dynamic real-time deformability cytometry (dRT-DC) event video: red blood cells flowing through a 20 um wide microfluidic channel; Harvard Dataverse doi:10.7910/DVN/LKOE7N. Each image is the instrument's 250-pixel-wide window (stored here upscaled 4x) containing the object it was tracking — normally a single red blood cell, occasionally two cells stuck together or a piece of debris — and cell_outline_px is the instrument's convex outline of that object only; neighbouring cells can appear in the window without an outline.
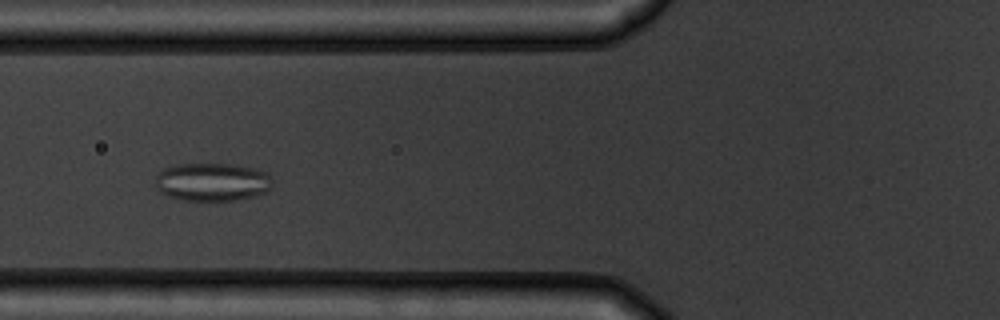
{"species": "common noctule bat (a hibernating species)", "species_latin": "Nyctalus noctula", "temperature_condition": "warm", "stored_images_in_passage": 8, "camera_frame_rate_fps": 3000, "um_per_image_px": 0.085, "animal": {"sex": "male", "body_mass_g": 19.5, "forearm_length_mm": 54.6}, "frame": {"image": 1, "passage_image": 5, "time_ms": 4.667, "image_size_px": [1000, 320], "cell_outline_px": [[272, 188], [264, 192], [252, 196], [236, 200], [184, 200], [168, 196], [160, 192], [156, 188], [156, 176], [164, 168], [180, 164], [232, 164], [252, 168], [268, 172], [272, 180]], "centroid_in_image_um": [18.04, 15.46], "position_along_channel_um": 107.8, "area_um2": 25.95}}
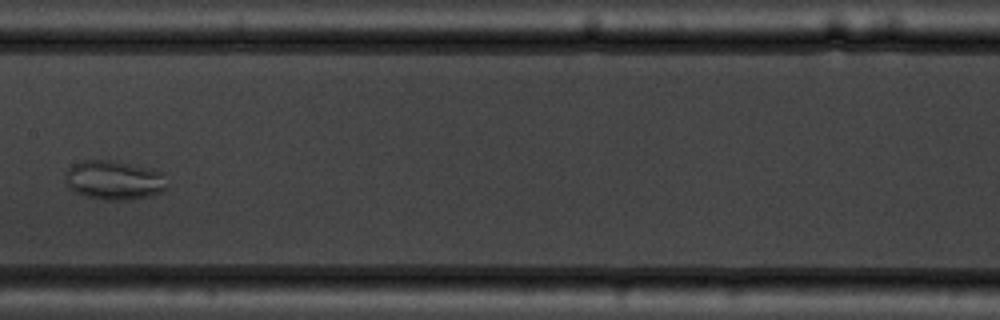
{"frame": {"image": 2, "passage_image": 7, "time_ms": 7.0, "image_size_px": [1000, 320], "cell_outline_px": [[164, 188], [160, 192], [152, 196], [132, 200], [104, 200], [84, 196], [68, 188], [64, 184], [64, 172], [72, 164], [84, 160], [108, 160], [152, 168], [160, 172]], "centroid_in_image_um": [9.58, 15.32], "position_along_channel_um": 197.8, "area_um2": 23.29}}
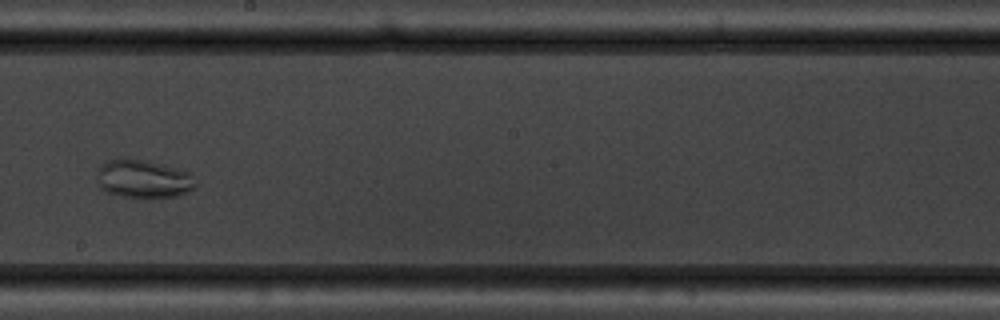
{"frame": {"image": 3, "passage_image": 8, "time_ms": 8.0, "image_size_px": [1000, 320], "cell_outline_px": [[196, 184], [188, 192], [176, 196], [152, 200], [120, 196], [104, 192], [100, 188], [100, 164], [108, 160], [124, 156], [144, 160], [192, 172]], "centroid_in_image_um": [12.21, 15.23], "position_along_channel_um": 236.0, "area_um2": 22.54}}